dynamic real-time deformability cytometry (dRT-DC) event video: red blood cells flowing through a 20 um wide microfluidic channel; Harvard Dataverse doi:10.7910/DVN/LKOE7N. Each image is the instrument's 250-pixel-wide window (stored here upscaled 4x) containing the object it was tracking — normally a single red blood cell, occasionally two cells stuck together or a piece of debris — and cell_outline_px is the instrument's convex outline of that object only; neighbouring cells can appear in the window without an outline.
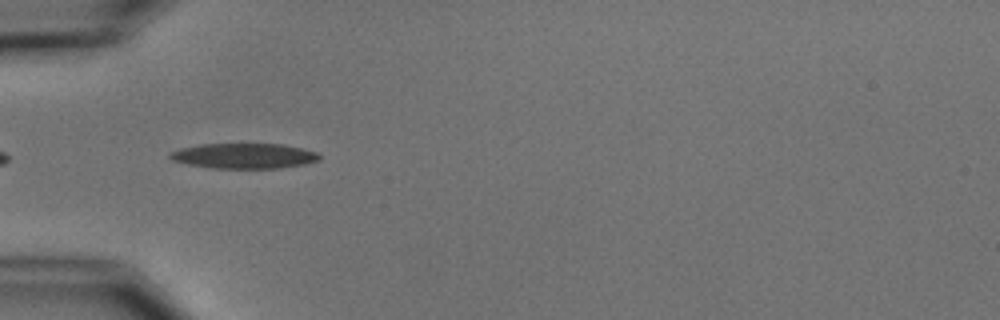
{"species": "common noctule bat (a hibernating species)", "species_latin": "Nyctalus noctula", "temperature_condition": "cold", "stored_images_in_passage": 2, "camera_frame_rate_fps": 3000, "um_per_image_px": 0.085, "animal": {"sex": "male", "body_mass_g": 15.6}, "frame": {"image": 1, "passage_image": 1, "time_ms": 0.0, "image_size_px": [1000, 320], "cell_outline_px": [[320, 160], [304, 164], [280, 168], [212, 168], [188, 164], [172, 160], [168, 156], [172, 152], [180, 148], [200, 144], [280, 144], [300, 148], [316, 152], [320, 156]], "centroid_in_image_um": [20.73, 13.25], "position_along_channel_um": 64.3, "area_um2": 21.79}}